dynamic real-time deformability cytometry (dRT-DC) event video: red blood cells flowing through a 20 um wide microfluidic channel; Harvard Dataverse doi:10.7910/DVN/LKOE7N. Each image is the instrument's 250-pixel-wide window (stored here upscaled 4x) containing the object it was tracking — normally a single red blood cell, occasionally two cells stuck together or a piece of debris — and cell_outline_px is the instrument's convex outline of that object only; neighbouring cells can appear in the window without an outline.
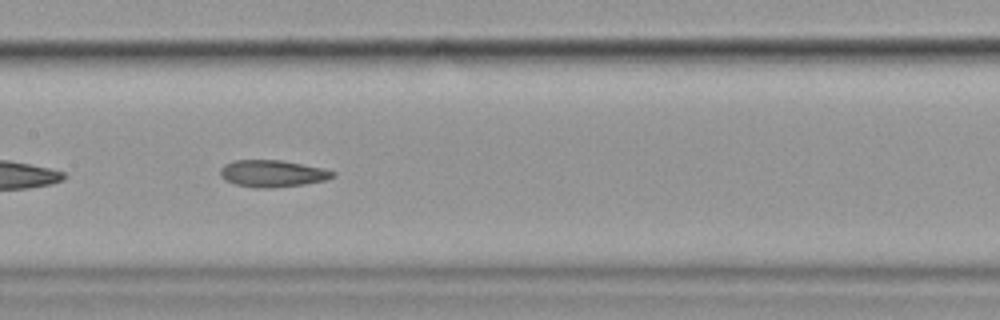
{"species": "common noctule bat (a hibernating species)", "species_latin": "Nyctalus noctula", "temperature_condition": "cold", "stored_images_in_passage": 40, "camera_frame_rate_fps": 3000, "um_per_image_px": 0.085, "animal": {"sex": "female", "body_mass_g": 19.9}, "frame": {"image": 1, "passage_image": 12, "time_ms": 3.667, "image_size_px": [1000, 320], "cell_outline_px": [[336, 176], [328, 180], [304, 184], [272, 188], [256, 188], [236, 184], [224, 180], [220, 176], [220, 168], [224, 164], [232, 160], [284, 160], [324, 168], [336, 172]], "centroid_in_image_um": [23.18, 14.74], "position_along_channel_um": 184.2, "area_um2": 17.98}}
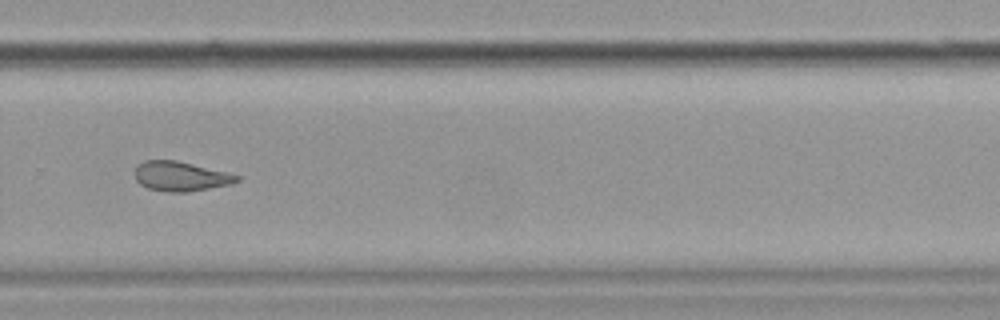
{"frame": {"image": 2, "passage_image": 23, "time_ms": 7.333, "image_size_px": [1000, 320], "cell_outline_px": [[240, 180], [232, 184], [188, 192], [168, 192], [148, 188], [140, 184], [136, 180], [136, 164], [144, 160], [176, 160], [240, 176]], "centroid_in_image_um": [15.33, 14.99], "position_along_channel_um": 314.5, "area_um2": 17.46}, "authors_computed_cell_mechanics": {"area_um2": 18.0336, "velocity_mm_per_s": 3.5631, "shape_relaxation_time_tau1_ms": null, "shape_relaxation_time_tau2_ms": 5.3174, "deformation_change_tau1": null, "deformation_change_tau2": 0.1558}}